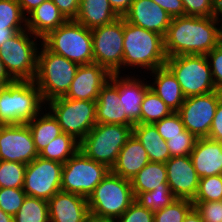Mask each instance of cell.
Here are the masks:
<instances>
[{"instance_id":"6","label":"cell","mask_w":222,"mask_h":222,"mask_svg":"<svg viewBox=\"0 0 222 222\" xmlns=\"http://www.w3.org/2000/svg\"><path fill=\"white\" fill-rule=\"evenodd\" d=\"M41 43L49 51L79 65L94 63L91 30L75 20H67Z\"/></svg>"},{"instance_id":"33","label":"cell","mask_w":222,"mask_h":222,"mask_svg":"<svg viewBox=\"0 0 222 222\" xmlns=\"http://www.w3.org/2000/svg\"><path fill=\"white\" fill-rule=\"evenodd\" d=\"M6 28H27L18 0H0V30Z\"/></svg>"},{"instance_id":"21","label":"cell","mask_w":222,"mask_h":222,"mask_svg":"<svg viewBox=\"0 0 222 222\" xmlns=\"http://www.w3.org/2000/svg\"><path fill=\"white\" fill-rule=\"evenodd\" d=\"M142 78L138 74L135 76L134 73L133 76L118 74L119 105L124 107L127 117L134 124H141V104L145 92L150 88L149 81Z\"/></svg>"},{"instance_id":"7","label":"cell","mask_w":222,"mask_h":222,"mask_svg":"<svg viewBox=\"0 0 222 222\" xmlns=\"http://www.w3.org/2000/svg\"><path fill=\"white\" fill-rule=\"evenodd\" d=\"M37 39L42 42L28 29H24L0 46V59L15 81L34 80L37 71L38 47L40 46L36 43Z\"/></svg>"},{"instance_id":"49","label":"cell","mask_w":222,"mask_h":222,"mask_svg":"<svg viewBox=\"0 0 222 222\" xmlns=\"http://www.w3.org/2000/svg\"><path fill=\"white\" fill-rule=\"evenodd\" d=\"M47 0H18L19 5L25 16L37 8L42 2Z\"/></svg>"},{"instance_id":"22","label":"cell","mask_w":222,"mask_h":222,"mask_svg":"<svg viewBox=\"0 0 222 222\" xmlns=\"http://www.w3.org/2000/svg\"><path fill=\"white\" fill-rule=\"evenodd\" d=\"M190 157L200 178L222 175V142L197 138Z\"/></svg>"},{"instance_id":"3","label":"cell","mask_w":222,"mask_h":222,"mask_svg":"<svg viewBox=\"0 0 222 222\" xmlns=\"http://www.w3.org/2000/svg\"><path fill=\"white\" fill-rule=\"evenodd\" d=\"M43 109L45 103L34 81H14L0 87V125L26 124Z\"/></svg>"},{"instance_id":"2","label":"cell","mask_w":222,"mask_h":222,"mask_svg":"<svg viewBox=\"0 0 222 222\" xmlns=\"http://www.w3.org/2000/svg\"><path fill=\"white\" fill-rule=\"evenodd\" d=\"M123 70L145 69L151 72L166 64L164 36L124 20Z\"/></svg>"},{"instance_id":"23","label":"cell","mask_w":222,"mask_h":222,"mask_svg":"<svg viewBox=\"0 0 222 222\" xmlns=\"http://www.w3.org/2000/svg\"><path fill=\"white\" fill-rule=\"evenodd\" d=\"M149 162L147 151L132 134L120 150L111 172L124 179L131 180Z\"/></svg>"},{"instance_id":"28","label":"cell","mask_w":222,"mask_h":222,"mask_svg":"<svg viewBox=\"0 0 222 222\" xmlns=\"http://www.w3.org/2000/svg\"><path fill=\"white\" fill-rule=\"evenodd\" d=\"M44 110L33 120L26 123L31 131L38 154L43 151L51 141L63 133L59 123L53 115L49 111L47 112L46 107Z\"/></svg>"},{"instance_id":"1","label":"cell","mask_w":222,"mask_h":222,"mask_svg":"<svg viewBox=\"0 0 222 222\" xmlns=\"http://www.w3.org/2000/svg\"><path fill=\"white\" fill-rule=\"evenodd\" d=\"M220 23V25H219ZM222 42V16H180L171 19L164 36L167 58L207 55Z\"/></svg>"},{"instance_id":"51","label":"cell","mask_w":222,"mask_h":222,"mask_svg":"<svg viewBox=\"0 0 222 222\" xmlns=\"http://www.w3.org/2000/svg\"><path fill=\"white\" fill-rule=\"evenodd\" d=\"M27 28H6V30H0V46L6 41L9 40L17 32L22 31Z\"/></svg>"},{"instance_id":"39","label":"cell","mask_w":222,"mask_h":222,"mask_svg":"<svg viewBox=\"0 0 222 222\" xmlns=\"http://www.w3.org/2000/svg\"><path fill=\"white\" fill-rule=\"evenodd\" d=\"M159 135L165 140H170V137L183 136L185 127L178 112H172L162 120L154 123Z\"/></svg>"},{"instance_id":"30","label":"cell","mask_w":222,"mask_h":222,"mask_svg":"<svg viewBox=\"0 0 222 222\" xmlns=\"http://www.w3.org/2000/svg\"><path fill=\"white\" fill-rule=\"evenodd\" d=\"M80 149V142L72 135L62 133L51 141L39 156L43 159L53 160L64 164Z\"/></svg>"},{"instance_id":"17","label":"cell","mask_w":222,"mask_h":222,"mask_svg":"<svg viewBox=\"0 0 222 222\" xmlns=\"http://www.w3.org/2000/svg\"><path fill=\"white\" fill-rule=\"evenodd\" d=\"M111 73L97 63L79 65L66 98L96 101L101 88L110 80Z\"/></svg>"},{"instance_id":"55","label":"cell","mask_w":222,"mask_h":222,"mask_svg":"<svg viewBox=\"0 0 222 222\" xmlns=\"http://www.w3.org/2000/svg\"><path fill=\"white\" fill-rule=\"evenodd\" d=\"M214 4L218 14L222 16V0H214Z\"/></svg>"},{"instance_id":"14","label":"cell","mask_w":222,"mask_h":222,"mask_svg":"<svg viewBox=\"0 0 222 222\" xmlns=\"http://www.w3.org/2000/svg\"><path fill=\"white\" fill-rule=\"evenodd\" d=\"M63 164L37 156L27 164L23 190L27 196L49 200L61 191Z\"/></svg>"},{"instance_id":"40","label":"cell","mask_w":222,"mask_h":222,"mask_svg":"<svg viewBox=\"0 0 222 222\" xmlns=\"http://www.w3.org/2000/svg\"><path fill=\"white\" fill-rule=\"evenodd\" d=\"M197 138L186 129L183 131V136L170 137L166 141L170 157L189 156L194 148Z\"/></svg>"},{"instance_id":"46","label":"cell","mask_w":222,"mask_h":222,"mask_svg":"<svg viewBox=\"0 0 222 222\" xmlns=\"http://www.w3.org/2000/svg\"><path fill=\"white\" fill-rule=\"evenodd\" d=\"M166 11L171 18L185 16L182 0H152Z\"/></svg>"},{"instance_id":"35","label":"cell","mask_w":222,"mask_h":222,"mask_svg":"<svg viewBox=\"0 0 222 222\" xmlns=\"http://www.w3.org/2000/svg\"><path fill=\"white\" fill-rule=\"evenodd\" d=\"M27 164L0 161V188H23Z\"/></svg>"},{"instance_id":"48","label":"cell","mask_w":222,"mask_h":222,"mask_svg":"<svg viewBox=\"0 0 222 222\" xmlns=\"http://www.w3.org/2000/svg\"><path fill=\"white\" fill-rule=\"evenodd\" d=\"M113 10L120 16L123 17L124 14L129 10L130 5L134 0H108Z\"/></svg>"},{"instance_id":"5","label":"cell","mask_w":222,"mask_h":222,"mask_svg":"<svg viewBox=\"0 0 222 222\" xmlns=\"http://www.w3.org/2000/svg\"><path fill=\"white\" fill-rule=\"evenodd\" d=\"M135 201L131 181L111 171L87 198L90 214L116 220Z\"/></svg>"},{"instance_id":"42","label":"cell","mask_w":222,"mask_h":222,"mask_svg":"<svg viewBox=\"0 0 222 222\" xmlns=\"http://www.w3.org/2000/svg\"><path fill=\"white\" fill-rule=\"evenodd\" d=\"M115 222H154V212L134 201Z\"/></svg>"},{"instance_id":"34","label":"cell","mask_w":222,"mask_h":222,"mask_svg":"<svg viewBox=\"0 0 222 222\" xmlns=\"http://www.w3.org/2000/svg\"><path fill=\"white\" fill-rule=\"evenodd\" d=\"M176 199L170 188H158L148 192H140L135 197V201L152 212L163 209Z\"/></svg>"},{"instance_id":"38","label":"cell","mask_w":222,"mask_h":222,"mask_svg":"<svg viewBox=\"0 0 222 222\" xmlns=\"http://www.w3.org/2000/svg\"><path fill=\"white\" fill-rule=\"evenodd\" d=\"M27 194L23 188H0V208L14 216L22 206Z\"/></svg>"},{"instance_id":"4","label":"cell","mask_w":222,"mask_h":222,"mask_svg":"<svg viewBox=\"0 0 222 222\" xmlns=\"http://www.w3.org/2000/svg\"><path fill=\"white\" fill-rule=\"evenodd\" d=\"M37 55L34 82L44 103L66 96L79 64L49 51L42 43Z\"/></svg>"},{"instance_id":"26","label":"cell","mask_w":222,"mask_h":222,"mask_svg":"<svg viewBox=\"0 0 222 222\" xmlns=\"http://www.w3.org/2000/svg\"><path fill=\"white\" fill-rule=\"evenodd\" d=\"M119 17L108 0H80L75 21L92 30L112 23Z\"/></svg>"},{"instance_id":"32","label":"cell","mask_w":222,"mask_h":222,"mask_svg":"<svg viewBox=\"0 0 222 222\" xmlns=\"http://www.w3.org/2000/svg\"><path fill=\"white\" fill-rule=\"evenodd\" d=\"M172 112L150 88L145 92L141 104V124H154Z\"/></svg>"},{"instance_id":"20","label":"cell","mask_w":222,"mask_h":222,"mask_svg":"<svg viewBox=\"0 0 222 222\" xmlns=\"http://www.w3.org/2000/svg\"><path fill=\"white\" fill-rule=\"evenodd\" d=\"M50 222H85L90 215L87 198L59 191L48 200Z\"/></svg>"},{"instance_id":"18","label":"cell","mask_w":222,"mask_h":222,"mask_svg":"<svg viewBox=\"0 0 222 222\" xmlns=\"http://www.w3.org/2000/svg\"><path fill=\"white\" fill-rule=\"evenodd\" d=\"M124 20L165 36L171 17L152 0H134L123 16Z\"/></svg>"},{"instance_id":"27","label":"cell","mask_w":222,"mask_h":222,"mask_svg":"<svg viewBox=\"0 0 222 222\" xmlns=\"http://www.w3.org/2000/svg\"><path fill=\"white\" fill-rule=\"evenodd\" d=\"M132 134L147 151L150 162L165 163L171 158L167 142L159 135L154 124H135Z\"/></svg>"},{"instance_id":"43","label":"cell","mask_w":222,"mask_h":222,"mask_svg":"<svg viewBox=\"0 0 222 222\" xmlns=\"http://www.w3.org/2000/svg\"><path fill=\"white\" fill-rule=\"evenodd\" d=\"M193 207L204 222H222V200L193 202Z\"/></svg>"},{"instance_id":"16","label":"cell","mask_w":222,"mask_h":222,"mask_svg":"<svg viewBox=\"0 0 222 222\" xmlns=\"http://www.w3.org/2000/svg\"><path fill=\"white\" fill-rule=\"evenodd\" d=\"M166 164L167 183L171 192L178 199L193 200L200 177L189 156L171 157Z\"/></svg>"},{"instance_id":"45","label":"cell","mask_w":222,"mask_h":222,"mask_svg":"<svg viewBox=\"0 0 222 222\" xmlns=\"http://www.w3.org/2000/svg\"><path fill=\"white\" fill-rule=\"evenodd\" d=\"M67 20H75L80 0H52Z\"/></svg>"},{"instance_id":"47","label":"cell","mask_w":222,"mask_h":222,"mask_svg":"<svg viewBox=\"0 0 222 222\" xmlns=\"http://www.w3.org/2000/svg\"><path fill=\"white\" fill-rule=\"evenodd\" d=\"M208 138L222 142V97L219 100Z\"/></svg>"},{"instance_id":"25","label":"cell","mask_w":222,"mask_h":222,"mask_svg":"<svg viewBox=\"0 0 222 222\" xmlns=\"http://www.w3.org/2000/svg\"><path fill=\"white\" fill-rule=\"evenodd\" d=\"M66 21L52 0L42 2L26 16L27 29L41 40Z\"/></svg>"},{"instance_id":"12","label":"cell","mask_w":222,"mask_h":222,"mask_svg":"<svg viewBox=\"0 0 222 222\" xmlns=\"http://www.w3.org/2000/svg\"><path fill=\"white\" fill-rule=\"evenodd\" d=\"M91 33L94 63L111 74H123L124 18L119 17L112 23L94 28Z\"/></svg>"},{"instance_id":"10","label":"cell","mask_w":222,"mask_h":222,"mask_svg":"<svg viewBox=\"0 0 222 222\" xmlns=\"http://www.w3.org/2000/svg\"><path fill=\"white\" fill-rule=\"evenodd\" d=\"M45 107L57 120L62 132L72 135L79 142L97 124L96 101L74 100L64 96L45 103Z\"/></svg>"},{"instance_id":"37","label":"cell","mask_w":222,"mask_h":222,"mask_svg":"<svg viewBox=\"0 0 222 222\" xmlns=\"http://www.w3.org/2000/svg\"><path fill=\"white\" fill-rule=\"evenodd\" d=\"M222 200V175L200 178L197 193L192 202Z\"/></svg>"},{"instance_id":"11","label":"cell","mask_w":222,"mask_h":222,"mask_svg":"<svg viewBox=\"0 0 222 222\" xmlns=\"http://www.w3.org/2000/svg\"><path fill=\"white\" fill-rule=\"evenodd\" d=\"M110 171L106 165L88 158L78 150L63 164L61 191L88 198Z\"/></svg>"},{"instance_id":"9","label":"cell","mask_w":222,"mask_h":222,"mask_svg":"<svg viewBox=\"0 0 222 222\" xmlns=\"http://www.w3.org/2000/svg\"><path fill=\"white\" fill-rule=\"evenodd\" d=\"M165 65L177 78L186 98L205 95L217 90L206 55L169 57Z\"/></svg>"},{"instance_id":"54","label":"cell","mask_w":222,"mask_h":222,"mask_svg":"<svg viewBox=\"0 0 222 222\" xmlns=\"http://www.w3.org/2000/svg\"><path fill=\"white\" fill-rule=\"evenodd\" d=\"M0 222H13V216L5 213V212L0 208Z\"/></svg>"},{"instance_id":"15","label":"cell","mask_w":222,"mask_h":222,"mask_svg":"<svg viewBox=\"0 0 222 222\" xmlns=\"http://www.w3.org/2000/svg\"><path fill=\"white\" fill-rule=\"evenodd\" d=\"M37 156L27 124L0 125V161L29 164Z\"/></svg>"},{"instance_id":"52","label":"cell","mask_w":222,"mask_h":222,"mask_svg":"<svg viewBox=\"0 0 222 222\" xmlns=\"http://www.w3.org/2000/svg\"><path fill=\"white\" fill-rule=\"evenodd\" d=\"M183 222H204L200 214L193 207L186 215Z\"/></svg>"},{"instance_id":"24","label":"cell","mask_w":222,"mask_h":222,"mask_svg":"<svg viewBox=\"0 0 222 222\" xmlns=\"http://www.w3.org/2000/svg\"><path fill=\"white\" fill-rule=\"evenodd\" d=\"M154 79L150 89L161 98V100L173 111L177 112L184 103V96L181 86L175 75L165 65L149 72Z\"/></svg>"},{"instance_id":"53","label":"cell","mask_w":222,"mask_h":222,"mask_svg":"<svg viewBox=\"0 0 222 222\" xmlns=\"http://www.w3.org/2000/svg\"><path fill=\"white\" fill-rule=\"evenodd\" d=\"M85 222H115V220L109 218H100L90 214L86 218Z\"/></svg>"},{"instance_id":"29","label":"cell","mask_w":222,"mask_h":222,"mask_svg":"<svg viewBox=\"0 0 222 222\" xmlns=\"http://www.w3.org/2000/svg\"><path fill=\"white\" fill-rule=\"evenodd\" d=\"M134 196L158 188H169L166 164L149 162L131 180Z\"/></svg>"},{"instance_id":"19","label":"cell","mask_w":222,"mask_h":222,"mask_svg":"<svg viewBox=\"0 0 222 222\" xmlns=\"http://www.w3.org/2000/svg\"><path fill=\"white\" fill-rule=\"evenodd\" d=\"M118 97V74H112L110 80L101 88L96 100V121L99 124H120L134 126L127 117L124 107H120Z\"/></svg>"},{"instance_id":"13","label":"cell","mask_w":222,"mask_h":222,"mask_svg":"<svg viewBox=\"0 0 222 222\" xmlns=\"http://www.w3.org/2000/svg\"><path fill=\"white\" fill-rule=\"evenodd\" d=\"M221 97L222 91L218 90L205 95L187 97L177 111L185 129L196 138L208 137Z\"/></svg>"},{"instance_id":"8","label":"cell","mask_w":222,"mask_h":222,"mask_svg":"<svg viewBox=\"0 0 222 222\" xmlns=\"http://www.w3.org/2000/svg\"><path fill=\"white\" fill-rule=\"evenodd\" d=\"M133 126L97 123L80 141V151L88 158L111 169L127 139L132 135Z\"/></svg>"},{"instance_id":"36","label":"cell","mask_w":222,"mask_h":222,"mask_svg":"<svg viewBox=\"0 0 222 222\" xmlns=\"http://www.w3.org/2000/svg\"><path fill=\"white\" fill-rule=\"evenodd\" d=\"M193 202L188 199H176L170 205L154 212V222H183Z\"/></svg>"},{"instance_id":"44","label":"cell","mask_w":222,"mask_h":222,"mask_svg":"<svg viewBox=\"0 0 222 222\" xmlns=\"http://www.w3.org/2000/svg\"><path fill=\"white\" fill-rule=\"evenodd\" d=\"M212 72L214 85L222 91V42L206 55Z\"/></svg>"},{"instance_id":"41","label":"cell","mask_w":222,"mask_h":222,"mask_svg":"<svg viewBox=\"0 0 222 222\" xmlns=\"http://www.w3.org/2000/svg\"><path fill=\"white\" fill-rule=\"evenodd\" d=\"M185 16L217 17L214 0H182Z\"/></svg>"},{"instance_id":"31","label":"cell","mask_w":222,"mask_h":222,"mask_svg":"<svg viewBox=\"0 0 222 222\" xmlns=\"http://www.w3.org/2000/svg\"><path fill=\"white\" fill-rule=\"evenodd\" d=\"M13 222H50L48 201L26 196L19 211L13 216Z\"/></svg>"},{"instance_id":"50","label":"cell","mask_w":222,"mask_h":222,"mask_svg":"<svg viewBox=\"0 0 222 222\" xmlns=\"http://www.w3.org/2000/svg\"><path fill=\"white\" fill-rule=\"evenodd\" d=\"M15 80L7 72L3 61L0 59V87L11 84Z\"/></svg>"}]
</instances>
